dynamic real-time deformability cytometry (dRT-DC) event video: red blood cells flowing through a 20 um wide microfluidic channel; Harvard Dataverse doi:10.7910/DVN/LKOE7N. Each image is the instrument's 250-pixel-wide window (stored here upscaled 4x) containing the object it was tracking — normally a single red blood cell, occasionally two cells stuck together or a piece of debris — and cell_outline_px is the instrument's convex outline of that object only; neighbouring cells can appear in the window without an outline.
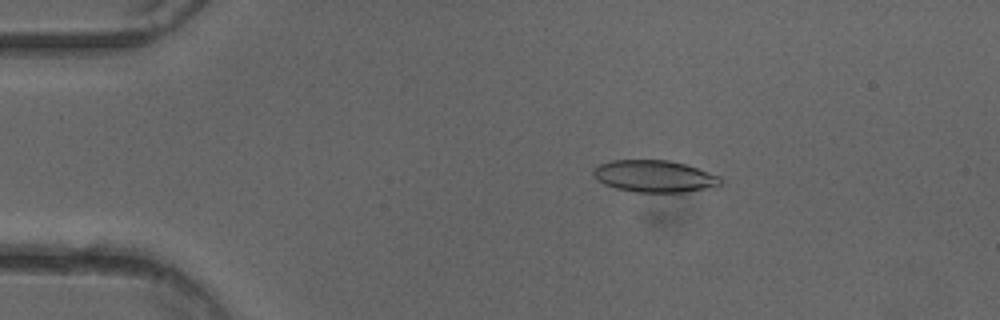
{"species": "common noctule bat (a hibernating species)", "species_latin": "Nyctalus noctula", "temperature_condition": "cold", "stored_images_in_passage": 51, "camera_frame_rate_fps": 3000, "um_per_image_px": 0.085, "animal": {"sex": "female"}, "frame": {"image": 1, "passage_image": 9, "time_ms": 2.667, "image_size_px": [1000, 320], "cell_outline_px": [[724, 184], [716, 188], [684, 192], [636, 192], [616, 188], [604, 184], [596, 180], [592, 176], [592, 172], [600, 164], [612, 160], [668, 160], [684, 164], [720, 176], [724, 180]], "centroid_in_image_um": [55.67, 15.0], "position_along_channel_um": 29.3, "area_um2": 23.93}}
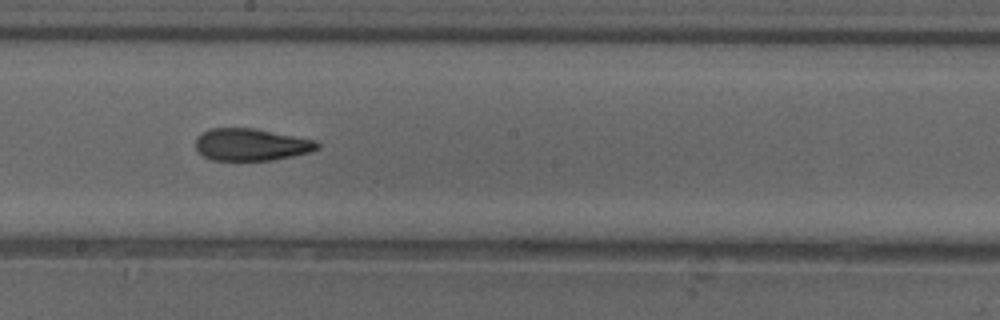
{"frame": {"image": 2, "passage_image": 28, "time_ms": 9.0, "image_size_px": [1000, 320], "cell_outline_px": [[320, 148], [308, 152], [292, 156], [272, 160], [212, 160], [196, 152], [196, 136], [208, 128], [256, 128], [316, 140], [320, 144]], "centroid_in_image_um": [21.33, 12.28], "position_along_channel_um": 226.9, "area_um2": 23.0}}
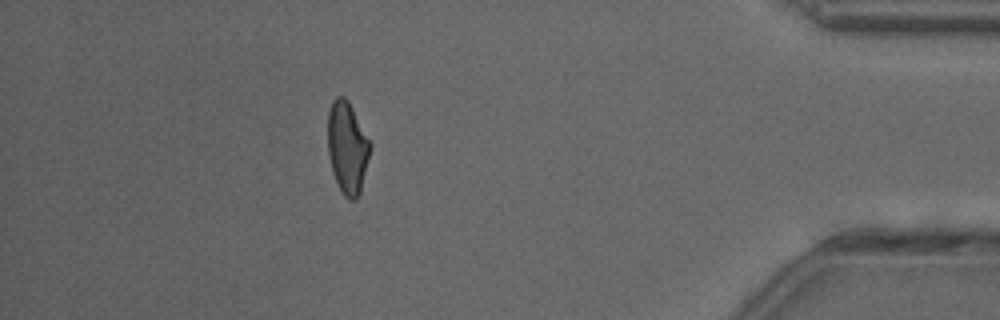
{"frame": {"image": 3, "passage_image": 45, "time_ms": 14.667, "image_size_px": [1000, 320], "cell_outline_px": [[372, 148], [360, 192], [356, 200], [352, 200], [344, 196], [332, 172], [328, 152], [328, 112], [332, 100], [336, 96], [344, 96], [348, 100], [372, 144]], "centroid_in_image_um": [29.53, 12.53], "position_along_channel_um": 405.7, "area_um2": 22.83}, "authors_computed_cell_mechanics": {"area_um2": 23.4668, "velocity_mm_per_s": 4.0311, "shape_relaxation_time_tau1_ms": 6.606, "shape_relaxation_time_tau2_ms": 2.9742, "deformation_change_tau1": 0.1814, "deformation_change_tau2": 0.1146}}